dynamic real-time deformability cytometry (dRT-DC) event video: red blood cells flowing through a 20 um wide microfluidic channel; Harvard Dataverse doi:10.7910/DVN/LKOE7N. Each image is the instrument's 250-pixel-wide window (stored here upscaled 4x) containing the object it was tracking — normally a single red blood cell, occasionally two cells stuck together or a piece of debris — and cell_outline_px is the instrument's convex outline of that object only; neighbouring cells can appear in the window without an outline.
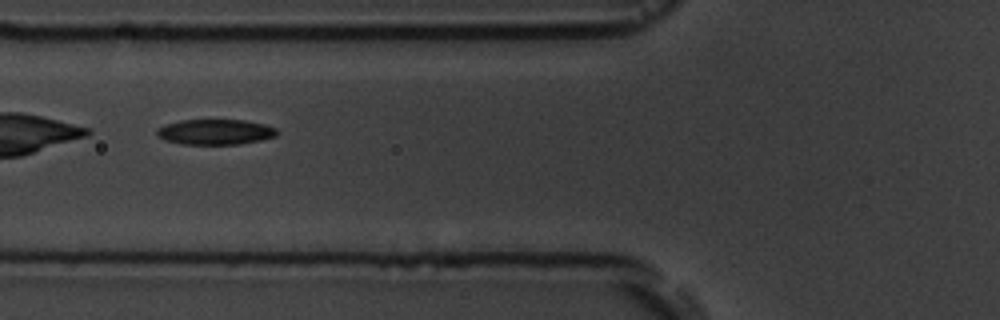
{"species": "common noctule bat (a hibernating species)", "species_latin": "Nyctalus noctula", "temperature_condition": "room temperature", "stored_images_in_passage": 8, "camera_frame_rate_fps": 3000, "um_per_image_px": 0.085, "animal": {"sex": "male", "body_mass_g": 19.5, "forearm_length_mm": 54.6}, "frame": {"image": 1, "passage_image": 6, "time_ms": 5.667, "image_size_px": [1000, 320], "cell_outline_px": [[280, 132], [276, 136], [260, 140], [240, 144], [184, 144], [164, 140], [156, 136], [156, 128], [164, 124], [180, 120], [244, 120], [264, 124], [276, 128]], "centroid_in_image_um": [18.28, 11.21], "position_along_channel_um": 107.5, "area_um2": 17.92}}